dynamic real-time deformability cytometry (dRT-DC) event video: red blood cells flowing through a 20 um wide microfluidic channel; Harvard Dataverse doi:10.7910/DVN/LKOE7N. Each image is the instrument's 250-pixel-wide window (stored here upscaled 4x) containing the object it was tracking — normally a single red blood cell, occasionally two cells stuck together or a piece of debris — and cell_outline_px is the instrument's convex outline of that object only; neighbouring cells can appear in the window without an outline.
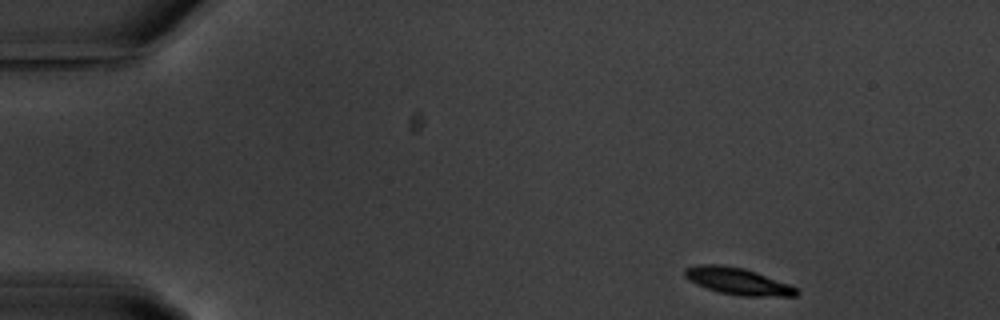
{"species": "common noctule bat (a hibernating species)", "species_latin": "Nyctalus noctula", "temperature_condition": "warm", "stored_images_in_passage": 52, "camera_frame_rate_fps": 3000, "um_per_image_px": 0.085, "animal": {"sex": "male", "body_mass_g": 20.1, "forearm_length_mm": 53.5}, "frame": {"image": 1, "passage_image": 1, "time_ms": 0.0, "image_size_px": [1000, 320], "cell_outline_px": [[800, 292], [796, 296], [740, 296], [720, 292], [696, 284], [684, 276], [684, 268], [700, 264], [720, 264], [744, 268], [792, 284]], "centroid_in_image_um": [62.74, 23.9], "position_along_channel_um": 22.3, "area_um2": 17.57}}
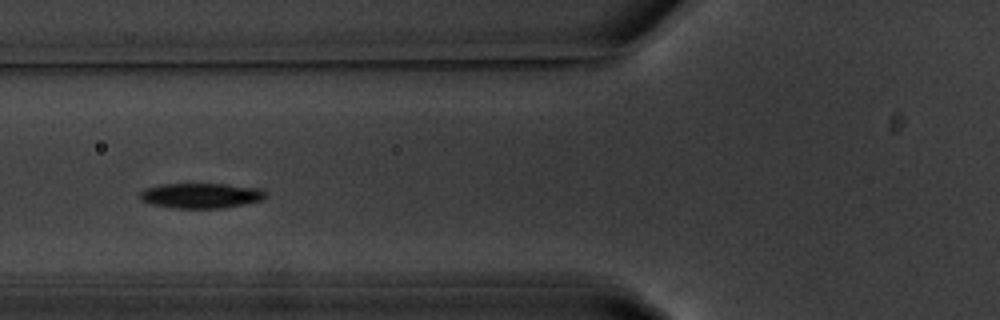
{"frame": {"image": 2, "passage_image": 16, "time_ms": 5.0, "image_size_px": [1000, 320], "cell_outline_px": [[268, 196], [264, 200], [224, 208], [172, 208], [152, 204], [144, 200], [140, 196], [140, 192], [148, 188], [164, 184], [224, 184], [260, 188], [268, 192]], "centroid_in_image_um": [17.19, 16.63], "position_along_channel_um": 108.6, "area_um2": 18.38}}
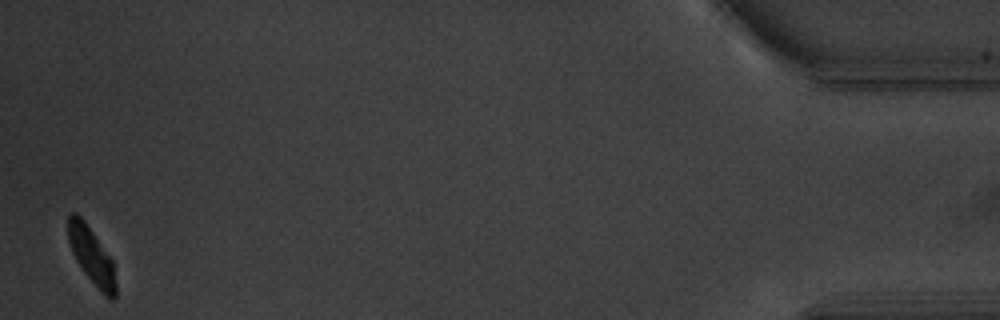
{"frame": {"image": 3, "passage_image": 50, "time_ms": 16.333, "image_size_px": [1000, 320], "cell_outline_px": [[116, 296], [112, 300], [108, 300], [104, 296], [84, 272], [76, 260], [72, 252], [68, 240], [68, 216], [72, 212], [76, 212], [84, 220], [112, 260], [116, 284]], "centroid_in_image_um": [7.78, 21.76], "position_along_channel_um": 427.4, "area_um2": 15.61}}